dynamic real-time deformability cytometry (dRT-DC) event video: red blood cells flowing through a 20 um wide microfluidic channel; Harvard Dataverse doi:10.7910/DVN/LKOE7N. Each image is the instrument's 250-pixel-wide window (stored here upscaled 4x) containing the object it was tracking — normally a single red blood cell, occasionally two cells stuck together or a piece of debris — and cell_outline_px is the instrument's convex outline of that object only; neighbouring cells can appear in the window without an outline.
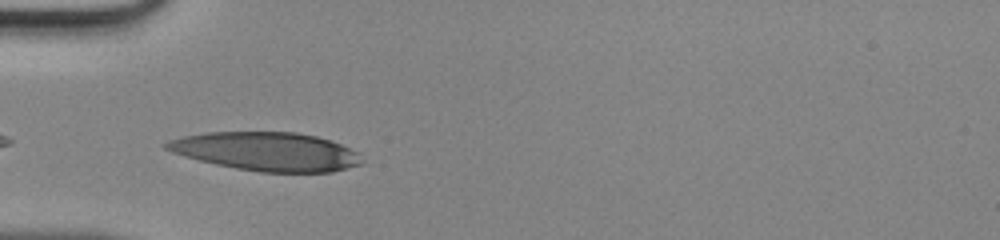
{"species": "human", "species_latin": "Homo sapiens", "temperature_condition": "room temperature", "stored_images_in_passage": 27, "camera_frame_rate_fps": 3000, "um_per_image_px": 0.085, "donor": {"sex": "male"}, "frame": {"image": 1, "passage_image": 1, "time_ms": 0.0, "image_size_px": [1000, 240], "cell_outline_px": [[364, 164], [332, 172], [260, 172], [236, 168], [216, 164], [184, 156], [172, 152], [164, 148], [164, 144], [168, 140], [184, 136], [204, 132], [296, 132], [316, 136], [332, 140], [360, 152]], "centroid_in_image_um": [22.71, 12.87], "position_along_channel_um": 62.3, "area_um2": 44.22}}
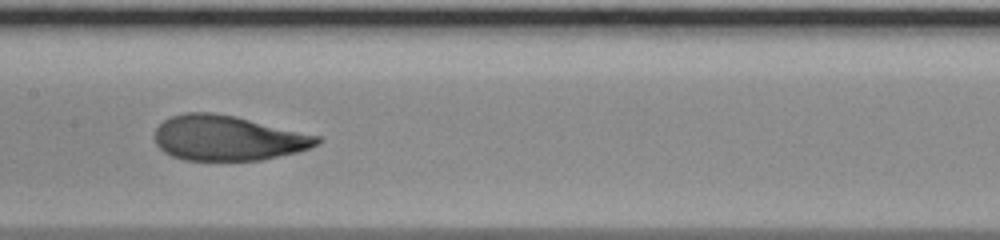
{"frame": {"image": 2, "passage_image": 10, "time_ms": 3.0, "image_size_px": [1000, 240], "cell_outline_px": [[324, 140], [320, 144], [296, 152], [260, 160], [184, 160], [172, 156], [164, 152], [156, 144], [152, 136], [156, 128], [164, 120], [172, 116], [184, 112], [212, 112], [236, 116], [320, 136]], "centroid_in_image_um": [19.34, 11.73], "position_along_channel_um": 188.1, "area_um2": 42.83}}
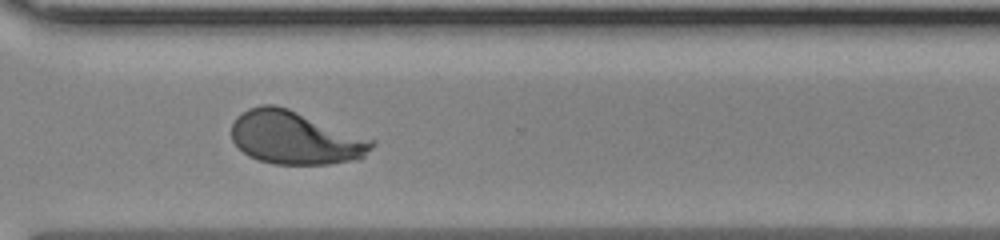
{"frame": {"image": 3, "passage_image": 21, "time_ms": 6.667, "image_size_px": [1000, 240], "cell_outline_px": [[376, 144], [364, 156], [352, 160], [328, 164], [272, 164], [248, 156], [232, 140], [232, 124], [236, 116], [248, 108], [260, 104], [276, 104], [288, 108], [376, 140]], "centroid_in_image_um": [25.09, 11.69], "position_along_channel_um": 345.5, "area_um2": 43.58}}